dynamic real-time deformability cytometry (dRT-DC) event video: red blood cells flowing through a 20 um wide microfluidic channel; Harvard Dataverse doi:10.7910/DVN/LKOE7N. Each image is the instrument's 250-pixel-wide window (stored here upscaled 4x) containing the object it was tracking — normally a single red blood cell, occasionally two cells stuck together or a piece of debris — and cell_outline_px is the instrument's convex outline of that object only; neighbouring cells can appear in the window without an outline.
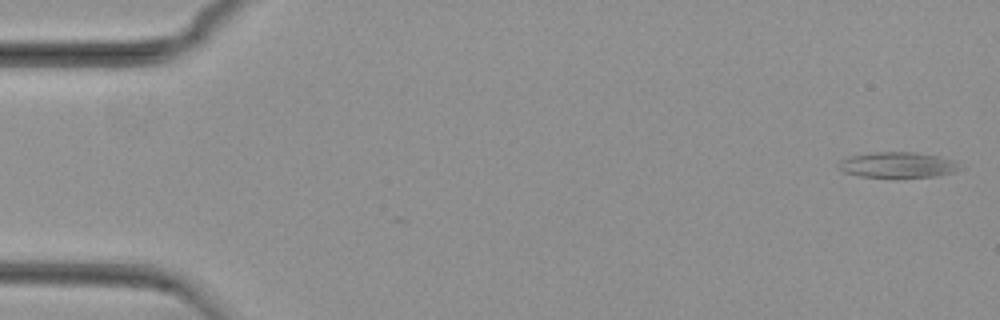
{"species": "common noctule bat (a hibernating species)", "species_latin": "Nyctalus noctula", "temperature_condition": "cold", "stored_images_in_passage": 3, "camera_frame_rate_fps": 3000, "um_per_image_px": 0.085, "animal": {"sex": "female", "body_mass_g": 29.2, "forearm_length_mm": 56.3}, "frame": {"image": 1, "passage_image": 1, "time_ms": 0.0, "image_size_px": [1000, 320], "cell_outline_px": [[964, 168], [952, 172], [936, 176], [860, 176], [844, 172], [840, 168], [840, 160], [852, 156], [872, 152], [912, 152], [936, 156], [952, 160]], "centroid_in_image_um": [76.31, 14.0], "position_along_channel_um": 8.7, "area_um2": 17.46}}